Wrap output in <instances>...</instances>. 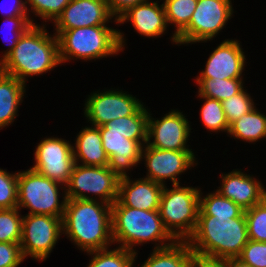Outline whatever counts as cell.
<instances>
[{
  "label": "cell",
  "mask_w": 266,
  "mask_h": 267,
  "mask_svg": "<svg viewBox=\"0 0 266 267\" xmlns=\"http://www.w3.org/2000/svg\"><path fill=\"white\" fill-rule=\"evenodd\" d=\"M103 91L93 92L85 101L84 114L92 126L101 127L115 118L133 115L143 105L125 91Z\"/></svg>",
  "instance_id": "cell-12"
},
{
  "label": "cell",
  "mask_w": 266,
  "mask_h": 267,
  "mask_svg": "<svg viewBox=\"0 0 266 267\" xmlns=\"http://www.w3.org/2000/svg\"><path fill=\"white\" fill-rule=\"evenodd\" d=\"M34 157L32 170L64 186L67 184L75 164L69 141L53 136L44 138L38 143Z\"/></svg>",
  "instance_id": "cell-11"
},
{
  "label": "cell",
  "mask_w": 266,
  "mask_h": 267,
  "mask_svg": "<svg viewBox=\"0 0 266 267\" xmlns=\"http://www.w3.org/2000/svg\"><path fill=\"white\" fill-rule=\"evenodd\" d=\"M7 21V22H6ZM34 20L32 18H29V16H15V17H6L5 24H8L10 26L11 31L13 32V36L7 38L5 40H10L8 41L10 44L8 50H6L3 53V56L0 59V62L8 55L10 54L15 46L17 45V42L19 41L20 37L23 35V33L30 28L33 24ZM9 22V23H8ZM4 25L2 24V27ZM7 26V25H6ZM5 26V27H6ZM8 26V27H9ZM1 27V30H2ZM4 29V28H3ZM10 29H8L10 31ZM11 33V32H9ZM10 36V35H9ZM6 42V41H5Z\"/></svg>",
  "instance_id": "cell-36"
},
{
  "label": "cell",
  "mask_w": 266,
  "mask_h": 267,
  "mask_svg": "<svg viewBox=\"0 0 266 267\" xmlns=\"http://www.w3.org/2000/svg\"><path fill=\"white\" fill-rule=\"evenodd\" d=\"M194 267H230L229 258H211L206 256H195Z\"/></svg>",
  "instance_id": "cell-41"
},
{
  "label": "cell",
  "mask_w": 266,
  "mask_h": 267,
  "mask_svg": "<svg viewBox=\"0 0 266 267\" xmlns=\"http://www.w3.org/2000/svg\"><path fill=\"white\" fill-rule=\"evenodd\" d=\"M145 160L148 170L146 179L155 183L166 185L165 180L171 179L172 185L179 183L177 176L194 166L196 159L191 150H161L149 146L147 143L142 147L141 160Z\"/></svg>",
  "instance_id": "cell-13"
},
{
  "label": "cell",
  "mask_w": 266,
  "mask_h": 267,
  "mask_svg": "<svg viewBox=\"0 0 266 267\" xmlns=\"http://www.w3.org/2000/svg\"><path fill=\"white\" fill-rule=\"evenodd\" d=\"M246 56L238 40L225 39L211 53L197 78L242 79Z\"/></svg>",
  "instance_id": "cell-16"
},
{
  "label": "cell",
  "mask_w": 266,
  "mask_h": 267,
  "mask_svg": "<svg viewBox=\"0 0 266 267\" xmlns=\"http://www.w3.org/2000/svg\"><path fill=\"white\" fill-rule=\"evenodd\" d=\"M238 258L251 267H266V242L248 240Z\"/></svg>",
  "instance_id": "cell-37"
},
{
  "label": "cell",
  "mask_w": 266,
  "mask_h": 267,
  "mask_svg": "<svg viewBox=\"0 0 266 267\" xmlns=\"http://www.w3.org/2000/svg\"><path fill=\"white\" fill-rule=\"evenodd\" d=\"M61 185V186H60ZM63 184L39 174L31 168L18 172L17 208H27L28 214H43L63 217L67 197L64 191L63 201L59 200ZM61 202V203H60Z\"/></svg>",
  "instance_id": "cell-7"
},
{
  "label": "cell",
  "mask_w": 266,
  "mask_h": 267,
  "mask_svg": "<svg viewBox=\"0 0 266 267\" xmlns=\"http://www.w3.org/2000/svg\"><path fill=\"white\" fill-rule=\"evenodd\" d=\"M198 0H165L164 8L169 24L175 25V32L171 41L177 44V37L188 27L192 14L197 7Z\"/></svg>",
  "instance_id": "cell-26"
},
{
  "label": "cell",
  "mask_w": 266,
  "mask_h": 267,
  "mask_svg": "<svg viewBox=\"0 0 266 267\" xmlns=\"http://www.w3.org/2000/svg\"><path fill=\"white\" fill-rule=\"evenodd\" d=\"M102 146L109 157L108 167L119 177H127V171L140 163L142 145L117 132H109V128H99ZM127 170V171H126Z\"/></svg>",
  "instance_id": "cell-17"
},
{
  "label": "cell",
  "mask_w": 266,
  "mask_h": 267,
  "mask_svg": "<svg viewBox=\"0 0 266 267\" xmlns=\"http://www.w3.org/2000/svg\"><path fill=\"white\" fill-rule=\"evenodd\" d=\"M74 161L85 166H108L109 157L102 146L100 129L95 126L82 128L72 146Z\"/></svg>",
  "instance_id": "cell-21"
},
{
  "label": "cell",
  "mask_w": 266,
  "mask_h": 267,
  "mask_svg": "<svg viewBox=\"0 0 266 267\" xmlns=\"http://www.w3.org/2000/svg\"><path fill=\"white\" fill-rule=\"evenodd\" d=\"M113 17L106 0H71L53 22L55 31L90 26H107Z\"/></svg>",
  "instance_id": "cell-15"
},
{
  "label": "cell",
  "mask_w": 266,
  "mask_h": 267,
  "mask_svg": "<svg viewBox=\"0 0 266 267\" xmlns=\"http://www.w3.org/2000/svg\"><path fill=\"white\" fill-rule=\"evenodd\" d=\"M163 187L146 178H120L118 198L111 206H128L146 211L159 210Z\"/></svg>",
  "instance_id": "cell-19"
},
{
  "label": "cell",
  "mask_w": 266,
  "mask_h": 267,
  "mask_svg": "<svg viewBox=\"0 0 266 267\" xmlns=\"http://www.w3.org/2000/svg\"><path fill=\"white\" fill-rule=\"evenodd\" d=\"M244 213L249 240L266 242V197Z\"/></svg>",
  "instance_id": "cell-32"
},
{
  "label": "cell",
  "mask_w": 266,
  "mask_h": 267,
  "mask_svg": "<svg viewBox=\"0 0 266 267\" xmlns=\"http://www.w3.org/2000/svg\"><path fill=\"white\" fill-rule=\"evenodd\" d=\"M130 21L141 36L157 38L164 34L168 27L164 4L159 5L155 2H143L125 12L117 23L124 24Z\"/></svg>",
  "instance_id": "cell-20"
},
{
  "label": "cell",
  "mask_w": 266,
  "mask_h": 267,
  "mask_svg": "<svg viewBox=\"0 0 266 267\" xmlns=\"http://www.w3.org/2000/svg\"><path fill=\"white\" fill-rule=\"evenodd\" d=\"M54 34L61 64L73 58L87 61L118 54L123 51L126 41L123 33L107 26L74 28Z\"/></svg>",
  "instance_id": "cell-5"
},
{
  "label": "cell",
  "mask_w": 266,
  "mask_h": 267,
  "mask_svg": "<svg viewBox=\"0 0 266 267\" xmlns=\"http://www.w3.org/2000/svg\"><path fill=\"white\" fill-rule=\"evenodd\" d=\"M194 252L188 241L153 249L151 256L140 267H194Z\"/></svg>",
  "instance_id": "cell-23"
},
{
  "label": "cell",
  "mask_w": 266,
  "mask_h": 267,
  "mask_svg": "<svg viewBox=\"0 0 266 267\" xmlns=\"http://www.w3.org/2000/svg\"><path fill=\"white\" fill-rule=\"evenodd\" d=\"M26 84L0 71V128L14 122L26 92Z\"/></svg>",
  "instance_id": "cell-22"
},
{
  "label": "cell",
  "mask_w": 266,
  "mask_h": 267,
  "mask_svg": "<svg viewBox=\"0 0 266 267\" xmlns=\"http://www.w3.org/2000/svg\"><path fill=\"white\" fill-rule=\"evenodd\" d=\"M149 113L147 144L161 150H192L187 147L190 125L186 116L179 110H172L164 117L154 119ZM151 139L152 142H151Z\"/></svg>",
  "instance_id": "cell-14"
},
{
  "label": "cell",
  "mask_w": 266,
  "mask_h": 267,
  "mask_svg": "<svg viewBox=\"0 0 266 267\" xmlns=\"http://www.w3.org/2000/svg\"><path fill=\"white\" fill-rule=\"evenodd\" d=\"M5 0H2L0 10L2 11V14L4 13L6 17H15V16H29L30 13H28L29 10H27L26 1L24 0H11L13 1L14 5H9V8H5L6 6H3ZM9 10V11H8Z\"/></svg>",
  "instance_id": "cell-40"
},
{
  "label": "cell",
  "mask_w": 266,
  "mask_h": 267,
  "mask_svg": "<svg viewBox=\"0 0 266 267\" xmlns=\"http://www.w3.org/2000/svg\"><path fill=\"white\" fill-rule=\"evenodd\" d=\"M19 209H0V242L19 243L22 235L23 216Z\"/></svg>",
  "instance_id": "cell-31"
},
{
  "label": "cell",
  "mask_w": 266,
  "mask_h": 267,
  "mask_svg": "<svg viewBox=\"0 0 266 267\" xmlns=\"http://www.w3.org/2000/svg\"><path fill=\"white\" fill-rule=\"evenodd\" d=\"M91 261L87 267H134L135 258L138 253L129 251L122 247L109 250V248L88 252Z\"/></svg>",
  "instance_id": "cell-29"
},
{
  "label": "cell",
  "mask_w": 266,
  "mask_h": 267,
  "mask_svg": "<svg viewBox=\"0 0 266 267\" xmlns=\"http://www.w3.org/2000/svg\"><path fill=\"white\" fill-rule=\"evenodd\" d=\"M243 82V79L196 78L198 94L220 102L239 93L244 88Z\"/></svg>",
  "instance_id": "cell-27"
},
{
  "label": "cell",
  "mask_w": 266,
  "mask_h": 267,
  "mask_svg": "<svg viewBox=\"0 0 266 267\" xmlns=\"http://www.w3.org/2000/svg\"><path fill=\"white\" fill-rule=\"evenodd\" d=\"M200 99H203L205 102L201 107L200 117L202 124L212 132L224 131L228 133L229 124L227 123L222 102L211 99L205 96H200Z\"/></svg>",
  "instance_id": "cell-30"
},
{
  "label": "cell",
  "mask_w": 266,
  "mask_h": 267,
  "mask_svg": "<svg viewBox=\"0 0 266 267\" xmlns=\"http://www.w3.org/2000/svg\"><path fill=\"white\" fill-rule=\"evenodd\" d=\"M233 10L231 0H198L188 27L177 37V45L213 40L231 19Z\"/></svg>",
  "instance_id": "cell-9"
},
{
  "label": "cell",
  "mask_w": 266,
  "mask_h": 267,
  "mask_svg": "<svg viewBox=\"0 0 266 267\" xmlns=\"http://www.w3.org/2000/svg\"><path fill=\"white\" fill-rule=\"evenodd\" d=\"M229 265H230V267H251L250 265L243 262L238 257L229 258Z\"/></svg>",
  "instance_id": "cell-42"
},
{
  "label": "cell",
  "mask_w": 266,
  "mask_h": 267,
  "mask_svg": "<svg viewBox=\"0 0 266 267\" xmlns=\"http://www.w3.org/2000/svg\"><path fill=\"white\" fill-rule=\"evenodd\" d=\"M24 259L19 243L0 242V267H18Z\"/></svg>",
  "instance_id": "cell-38"
},
{
  "label": "cell",
  "mask_w": 266,
  "mask_h": 267,
  "mask_svg": "<svg viewBox=\"0 0 266 267\" xmlns=\"http://www.w3.org/2000/svg\"><path fill=\"white\" fill-rule=\"evenodd\" d=\"M221 187L216 191L243 210L252 208L266 197V189L255 177L243 173L242 170H234L221 174Z\"/></svg>",
  "instance_id": "cell-18"
},
{
  "label": "cell",
  "mask_w": 266,
  "mask_h": 267,
  "mask_svg": "<svg viewBox=\"0 0 266 267\" xmlns=\"http://www.w3.org/2000/svg\"><path fill=\"white\" fill-rule=\"evenodd\" d=\"M111 211L113 243H118L119 247L137 253L133 249L136 245L153 241L156 244L154 249H160L176 241L165 229L159 210L111 206Z\"/></svg>",
  "instance_id": "cell-4"
},
{
  "label": "cell",
  "mask_w": 266,
  "mask_h": 267,
  "mask_svg": "<svg viewBox=\"0 0 266 267\" xmlns=\"http://www.w3.org/2000/svg\"><path fill=\"white\" fill-rule=\"evenodd\" d=\"M253 98L244 88L229 99L222 101V106L227 123L230 125L235 120L247 114L256 106H254Z\"/></svg>",
  "instance_id": "cell-33"
},
{
  "label": "cell",
  "mask_w": 266,
  "mask_h": 267,
  "mask_svg": "<svg viewBox=\"0 0 266 267\" xmlns=\"http://www.w3.org/2000/svg\"><path fill=\"white\" fill-rule=\"evenodd\" d=\"M146 1L148 0H106L111 14L115 17L116 24L117 20L130 8Z\"/></svg>",
  "instance_id": "cell-39"
},
{
  "label": "cell",
  "mask_w": 266,
  "mask_h": 267,
  "mask_svg": "<svg viewBox=\"0 0 266 267\" xmlns=\"http://www.w3.org/2000/svg\"><path fill=\"white\" fill-rule=\"evenodd\" d=\"M120 178L108 166L74 164L65 185L67 199L96 200L112 205L118 198ZM95 195L91 197L88 194Z\"/></svg>",
  "instance_id": "cell-8"
},
{
  "label": "cell",
  "mask_w": 266,
  "mask_h": 267,
  "mask_svg": "<svg viewBox=\"0 0 266 267\" xmlns=\"http://www.w3.org/2000/svg\"><path fill=\"white\" fill-rule=\"evenodd\" d=\"M46 24H33L20 37L13 51L0 62V71L26 84V77L42 75L61 64L57 36Z\"/></svg>",
  "instance_id": "cell-2"
},
{
  "label": "cell",
  "mask_w": 266,
  "mask_h": 267,
  "mask_svg": "<svg viewBox=\"0 0 266 267\" xmlns=\"http://www.w3.org/2000/svg\"><path fill=\"white\" fill-rule=\"evenodd\" d=\"M145 105H142L133 115L115 118L104 126L98 128H109V132L120 133L127 139L138 141L144 146L147 139L148 116Z\"/></svg>",
  "instance_id": "cell-24"
},
{
  "label": "cell",
  "mask_w": 266,
  "mask_h": 267,
  "mask_svg": "<svg viewBox=\"0 0 266 267\" xmlns=\"http://www.w3.org/2000/svg\"><path fill=\"white\" fill-rule=\"evenodd\" d=\"M31 9L30 12L35 14V17H40L45 22L55 21L63 12L64 8L71 2V0H25ZM47 20V21H46Z\"/></svg>",
  "instance_id": "cell-35"
},
{
  "label": "cell",
  "mask_w": 266,
  "mask_h": 267,
  "mask_svg": "<svg viewBox=\"0 0 266 267\" xmlns=\"http://www.w3.org/2000/svg\"><path fill=\"white\" fill-rule=\"evenodd\" d=\"M244 211L239 205L221 196L217 191L208 193L205 197H202V192L199 194L198 215L240 216Z\"/></svg>",
  "instance_id": "cell-28"
},
{
  "label": "cell",
  "mask_w": 266,
  "mask_h": 267,
  "mask_svg": "<svg viewBox=\"0 0 266 267\" xmlns=\"http://www.w3.org/2000/svg\"><path fill=\"white\" fill-rule=\"evenodd\" d=\"M63 234L62 217L43 214L23 215L20 247L24 258L46 260Z\"/></svg>",
  "instance_id": "cell-10"
},
{
  "label": "cell",
  "mask_w": 266,
  "mask_h": 267,
  "mask_svg": "<svg viewBox=\"0 0 266 267\" xmlns=\"http://www.w3.org/2000/svg\"><path fill=\"white\" fill-rule=\"evenodd\" d=\"M245 213L240 216L198 215L193 235L187 240L195 256L238 257L247 244Z\"/></svg>",
  "instance_id": "cell-3"
},
{
  "label": "cell",
  "mask_w": 266,
  "mask_h": 267,
  "mask_svg": "<svg viewBox=\"0 0 266 267\" xmlns=\"http://www.w3.org/2000/svg\"><path fill=\"white\" fill-rule=\"evenodd\" d=\"M62 228L84 252L109 248L113 243L111 205L97 199H67Z\"/></svg>",
  "instance_id": "cell-1"
},
{
  "label": "cell",
  "mask_w": 266,
  "mask_h": 267,
  "mask_svg": "<svg viewBox=\"0 0 266 267\" xmlns=\"http://www.w3.org/2000/svg\"><path fill=\"white\" fill-rule=\"evenodd\" d=\"M18 201V172L0 168V209L16 208Z\"/></svg>",
  "instance_id": "cell-34"
},
{
  "label": "cell",
  "mask_w": 266,
  "mask_h": 267,
  "mask_svg": "<svg viewBox=\"0 0 266 267\" xmlns=\"http://www.w3.org/2000/svg\"><path fill=\"white\" fill-rule=\"evenodd\" d=\"M228 134L248 143L266 138V116L256 107L229 125Z\"/></svg>",
  "instance_id": "cell-25"
},
{
  "label": "cell",
  "mask_w": 266,
  "mask_h": 267,
  "mask_svg": "<svg viewBox=\"0 0 266 267\" xmlns=\"http://www.w3.org/2000/svg\"><path fill=\"white\" fill-rule=\"evenodd\" d=\"M200 188L163 187L159 213L165 229L176 241H187L198 223Z\"/></svg>",
  "instance_id": "cell-6"
}]
</instances>
